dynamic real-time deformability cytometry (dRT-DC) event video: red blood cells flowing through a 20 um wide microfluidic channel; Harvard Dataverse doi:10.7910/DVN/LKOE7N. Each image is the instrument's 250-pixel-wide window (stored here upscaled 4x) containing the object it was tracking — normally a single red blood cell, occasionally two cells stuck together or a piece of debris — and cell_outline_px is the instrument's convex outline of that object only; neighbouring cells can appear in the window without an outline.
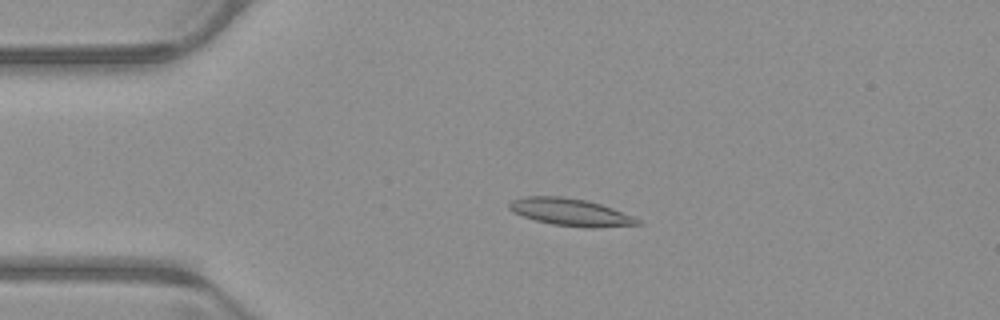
{"species": "common noctule bat (a hibernating species)", "species_latin": "Nyctalus noctula", "temperature_condition": "warm", "stored_images_in_passage": 53, "camera_frame_rate_fps": 3000, "um_per_image_px": 0.085, "animal": {"sex": "male", "body_mass_g": 23.1, "forearm_length_mm": 52.7}, "frame": {"image": 1, "passage_image": 12, "time_ms": 3.667, "image_size_px": [1000, 320], "cell_outline_px": [[640, 224], [552, 224], [536, 220], [512, 212], [508, 208], [508, 204], [512, 200], [524, 196], [564, 196], [588, 200], [612, 208], [632, 216], [640, 220]], "centroid_in_image_um": [48.32, 17.94], "position_along_channel_um": 36.7, "area_um2": 19.02}}
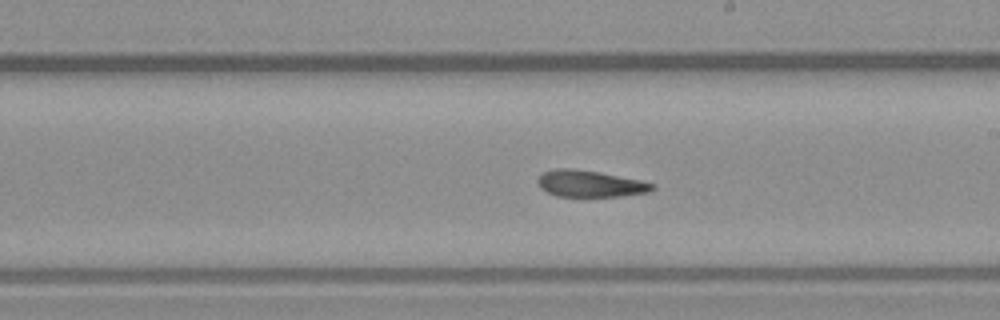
{"frame": {"image": 2, "passage_image": 30, "time_ms": 9.667, "image_size_px": [1000, 320], "cell_outline_px": [[656, 188], [648, 192], [620, 196], [556, 196], [540, 188], [536, 180], [544, 172], [556, 168], [568, 168], [596, 172], [640, 180], [656, 184]], "centroid_in_image_um": [50.15, 15.62], "position_along_channel_um": 238.8, "area_um2": 17.51}}
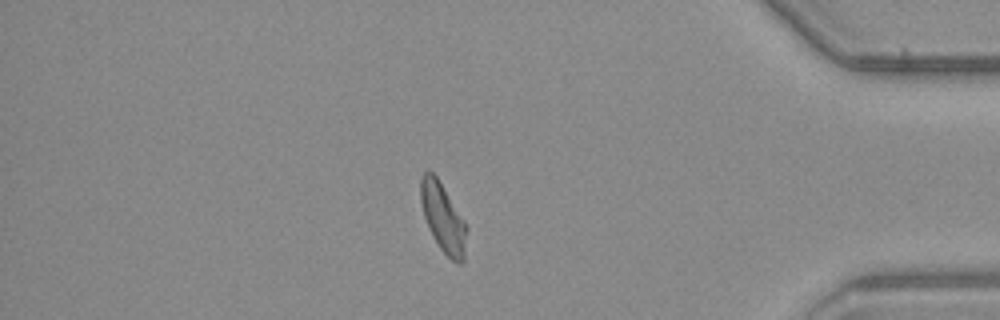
{"frame": {"image": 3, "passage_image": 45, "time_ms": 14.667, "image_size_px": [1000, 320], "cell_outline_px": [[468, 232], [464, 260], [460, 264], [456, 264], [440, 248], [424, 216], [420, 200], [420, 180], [424, 172], [432, 172], [436, 176], [464, 220], [468, 228]], "centroid_in_image_um": [37.69, 18.54], "position_along_channel_um": 397.5, "area_um2": 18.15}, "authors_computed_cell_mechanics": {"area_um2": 18.5538, "velocity_mm_per_s": 3.9384, "shape_relaxation_time_tau1_ms": null, "shape_relaxation_time_tau2_ms": 2.174, "deformation_change_tau1": null, "deformation_change_tau2": 0.1087}}